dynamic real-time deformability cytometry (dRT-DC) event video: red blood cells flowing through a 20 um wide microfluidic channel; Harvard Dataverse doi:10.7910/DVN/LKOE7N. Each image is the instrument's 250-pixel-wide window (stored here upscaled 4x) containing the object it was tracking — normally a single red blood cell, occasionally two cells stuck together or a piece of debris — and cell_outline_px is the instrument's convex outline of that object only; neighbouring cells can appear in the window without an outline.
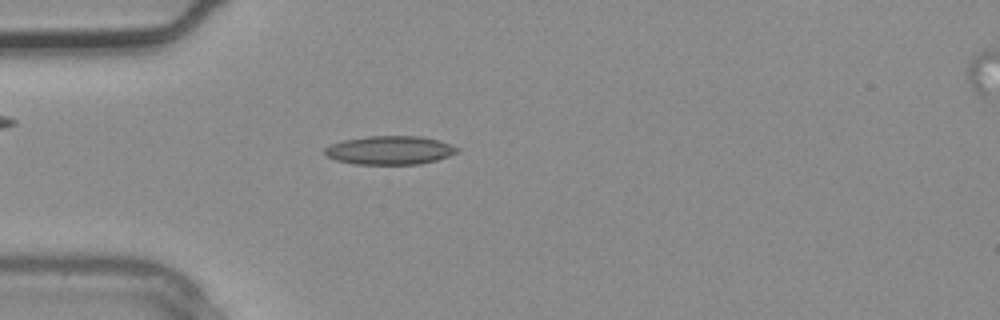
{"species": "common noctule bat (a hibernating species)", "species_latin": "Nyctalus noctula", "temperature_condition": "warm", "stored_images_in_passage": 3, "segment_of_instrument_passage": [1, 2], "camera_frame_rate_fps": 3000, "um_per_image_px": 0.085, "animal": {"sex": "male", "body_mass_g": 20.4}, "frame": {"image": 1, "passage_image": 2, "time_ms": 0.333, "image_size_px": [1000, 320], "cell_outline_px": [[460, 148], [456, 152], [448, 156], [436, 160], [420, 164], [356, 164], [336, 160], [328, 156], [324, 152], [324, 148], [332, 144], [344, 140], [368, 136], [420, 136], [440, 140]], "centroid_in_image_um": [33.15, 12.76], "position_along_channel_um": 51.9, "area_um2": 21.96}}